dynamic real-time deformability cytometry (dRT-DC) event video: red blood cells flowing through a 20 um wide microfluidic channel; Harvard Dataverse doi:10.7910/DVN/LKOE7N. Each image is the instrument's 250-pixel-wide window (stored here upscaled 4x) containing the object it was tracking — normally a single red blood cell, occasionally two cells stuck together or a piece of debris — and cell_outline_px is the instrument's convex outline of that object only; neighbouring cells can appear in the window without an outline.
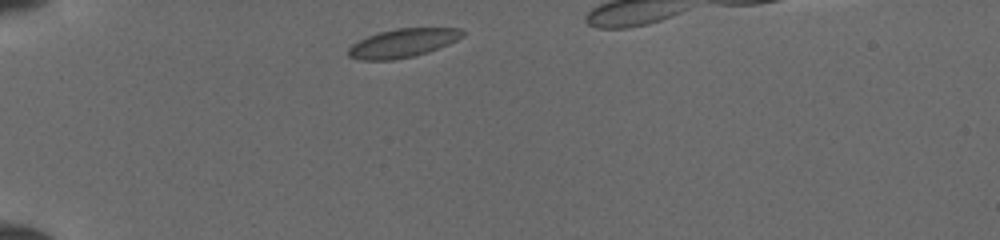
{"species": "common noctule bat (a hibernating species)", "species_latin": "Nyctalus noctula", "temperature_condition": "cold", "stored_images_in_passage": 32, "camera_frame_rate_fps": 3000, "um_per_image_px": 0.085, "animal": {"sex": "female", "body_mass_g": 19.5, "forearm_length_mm": 54.1}, "frame": {"image": 1, "passage_image": 1, "time_ms": 0.0, "image_size_px": [1000, 240], "cell_outline_px": [[464, 36], [448, 44], [428, 52], [412, 56], [392, 60], [360, 60], [348, 56], [348, 48], [352, 44], [368, 36], [380, 32], [396, 28], [460, 28], [464, 32]], "centroid_in_image_um": [34.23, 3.66], "position_along_channel_um": 50.8, "area_um2": 18.9}}
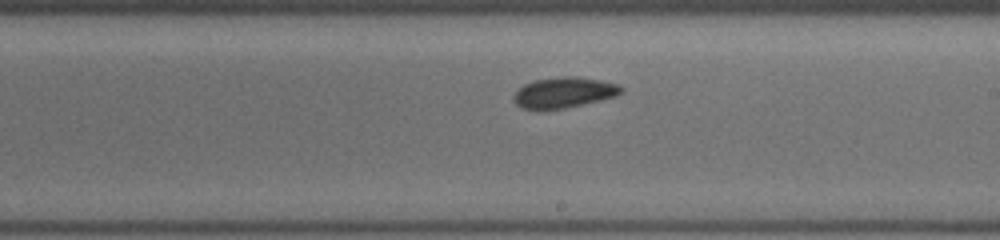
{"frame": {"image": 2, "passage_image": 17, "time_ms": 5.333, "image_size_px": [1000, 240], "cell_outline_px": [[624, 88], [616, 96], [600, 100], [564, 108], [544, 112], [536, 112], [524, 108], [516, 104], [512, 100], [512, 96], [524, 84], [536, 80], [560, 76], [572, 76], [600, 80], [616, 84]], "centroid_in_image_um": [47.86, 7.9], "position_along_channel_um": 241.1, "area_um2": 19.42}}
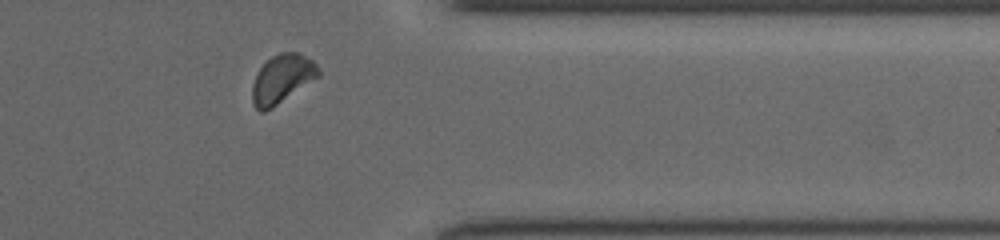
{"frame": {"image": 3, "passage_image": 28, "time_ms": 9.0, "image_size_px": [1000, 240], "cell_outline_px": [[320, 76], [272, 108], [264, 112], [260, 112], [252, 104], [252, 84], [260, 68], [272, 56], [280, 52], [296, 52], [312, 60], [316, 64], [320, 72]], "centroid_in_image_um": [23.97, 6.72], "position_along_channel_um": 387.4, "area_um2": 18.61}}